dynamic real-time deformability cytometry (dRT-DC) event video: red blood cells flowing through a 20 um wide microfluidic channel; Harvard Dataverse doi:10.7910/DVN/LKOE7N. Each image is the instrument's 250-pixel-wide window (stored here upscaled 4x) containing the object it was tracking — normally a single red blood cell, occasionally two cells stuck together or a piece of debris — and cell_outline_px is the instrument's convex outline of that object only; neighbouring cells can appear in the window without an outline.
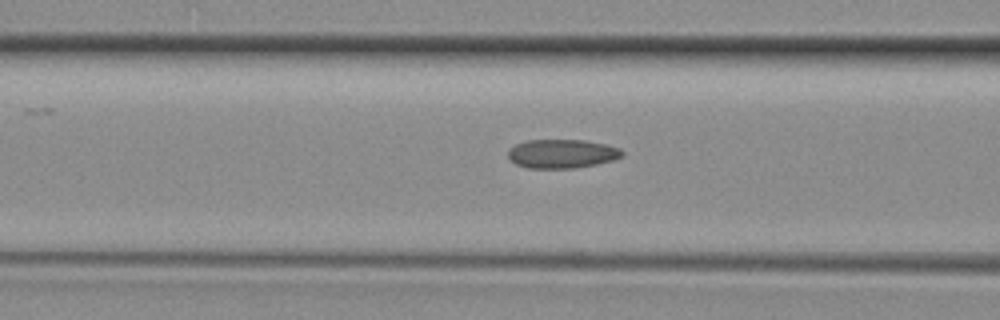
{"species": "common noctule bat (a hibernating species)", "species_latin": "Nyctalus noctula", "temperature_condition": "room temperature", "stored_images_in_passage": 17, "camera_frame_rate_fps": 3000, "um_per_image_px": 0.085, "animal": {"sex": "female", "body_mass_g": 29.2, "forearm_length_mm": 56.3}, "frame": {"image": 1, "passage_image": 15, "time_ms": 4.667, "image_size_px": [1000, 320], "cell_outline_px": [[624, 156], [612, 160], [596, 164], [572, 168], [528, 168], [516, 164], [508, 156], [508, 148], [524, 140], [584, 140], [608, 144], [620, 148], [624, 152]], "centroid_in_image_um": [47.78, 13.05], "position_along_channel_um": 118.8, "area_um2": 19.31}}